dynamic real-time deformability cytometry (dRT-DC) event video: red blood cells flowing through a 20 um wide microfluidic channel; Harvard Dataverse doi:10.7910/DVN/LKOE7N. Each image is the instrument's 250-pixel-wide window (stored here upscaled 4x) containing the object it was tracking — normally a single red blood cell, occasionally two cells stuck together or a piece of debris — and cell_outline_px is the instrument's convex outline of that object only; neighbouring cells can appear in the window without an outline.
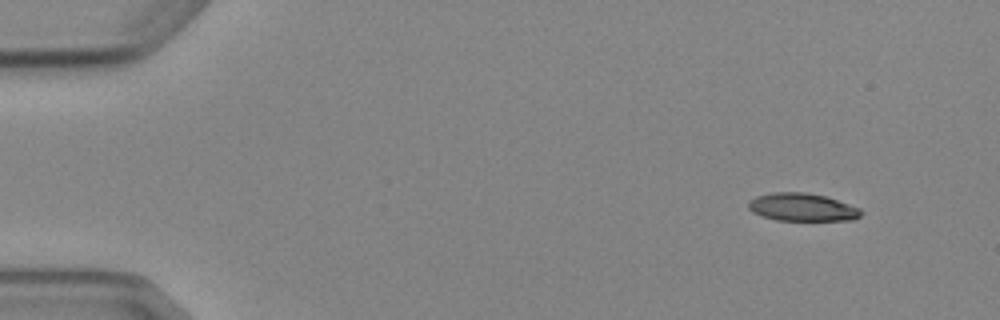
{"species": "Egyptian fruit bat (a non-hibernating species)", "species_latin": "Rousettus aegyptiacus", "temperature_condition": "cold", "stored_images_in_passage": 4, "camera_frame_rate_fps": 3000, "um_per_image_px": 0.085, "animal": {"sex": "female"}, "frame": {"image": 1, "passage_image": 1, "time_ms": 0.0, "image_size_px": [1000, 320], "cell_outline_px": [[864, 212], [860, 216], [852, 220], [776, 220], [760, 216], [752, 212], [748, 208], [748, 200], [756, 196], [772, 192], [804, 192], [824, 196], [860, 208]], "centroid_in_image_um": [68.14, 17.61], "position_along_channel_um": 16.9, "area_um2": 18.32}}
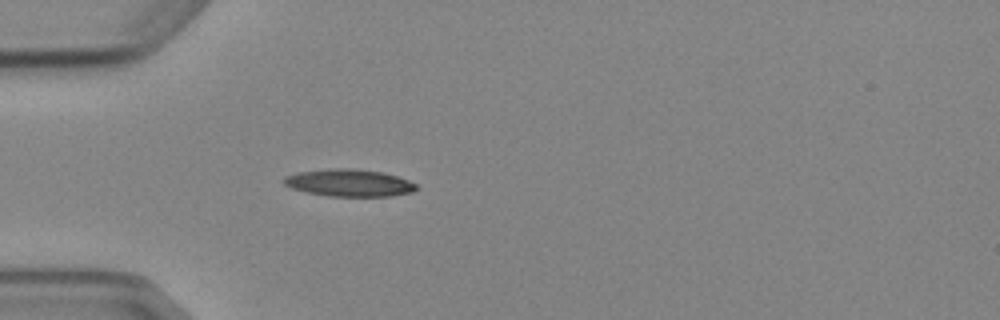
{"frame": {"image": 2, "passage_image": 4, "time_ms": 3.667, "image_size_px": [1000, 320], "cell_outline_px": [[416, 188], [412, 192], [392, 196], [328, 196], [308, 192], [292, 188], [284, 184], [284, 176], [296, 172], [328, 168], [356, 168], [384, 172], [408, 180], [416, 184]], "centroid_in_image_um": [29.67, 15.53], "position_along_channel_um": 55.3, "area_um2": 21.1}}